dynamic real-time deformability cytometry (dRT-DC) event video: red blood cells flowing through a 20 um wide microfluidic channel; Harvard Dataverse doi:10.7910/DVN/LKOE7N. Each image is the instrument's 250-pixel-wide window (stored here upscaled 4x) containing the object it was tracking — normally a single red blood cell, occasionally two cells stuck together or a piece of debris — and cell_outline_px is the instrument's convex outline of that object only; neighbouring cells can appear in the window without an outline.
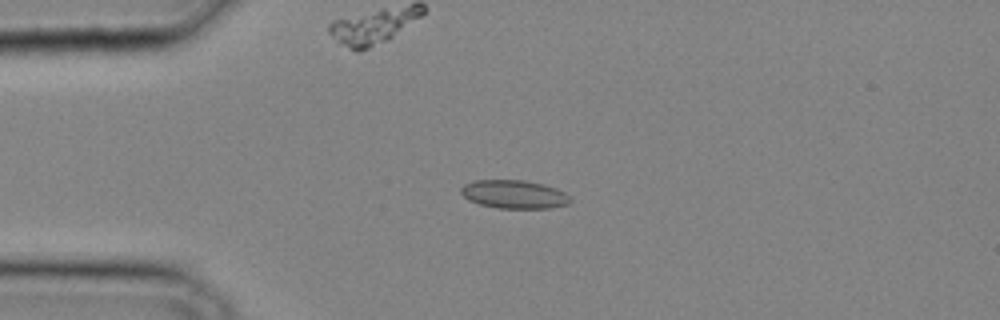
{"species": "common noctule bat (a hibernating species)", "species_latin": "Nyctalus noctula", "temperature_condition": "cold", "stored_images_in_passage": 27, "camera_frame_rate_fps": 3000, "um_per_image_px": 0.085, "animal": {"sex": "male", "body_mass_g": 20.4}, "frame": {"image": 1, "passage_image": 1, "time_ms": 0.0, "image_size_px": [1000, 320], "cell_outline_px": [[572, 200], [568, 204], [552, 208], [496, 208], [480, 204], [468, 200], [460, 192], [460, 188], [464, 184], [476, 180], [524, 180], [544, 184], [556, 188], [564, 192]], "centroid_in_image_um": [43.7, 16.51], "position_along_channel_um": 41.3, "area_um2": 18.15}}